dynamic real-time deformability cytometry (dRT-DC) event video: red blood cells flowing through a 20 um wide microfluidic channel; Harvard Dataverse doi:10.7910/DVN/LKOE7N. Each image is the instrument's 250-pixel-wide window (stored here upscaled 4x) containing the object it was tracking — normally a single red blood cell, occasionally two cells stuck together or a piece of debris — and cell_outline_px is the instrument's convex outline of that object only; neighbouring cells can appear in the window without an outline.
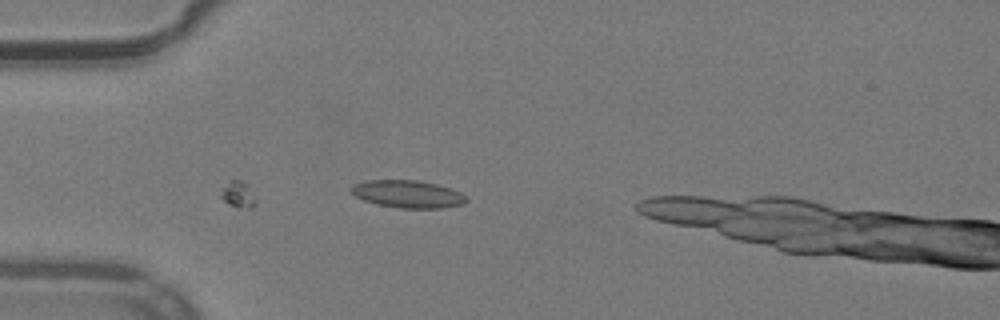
{"species": "common noctule bat (a hibernating species)", "species_latin": "Nyctalus noctula", "temperature_condition": "warm", "stored_images_in_passage": 11, "camera_frame_rate_fps": 3000, "um_per_image_px": 0.085, "animal": {"sex": "male", "body_mass_g": 19.2, "forearm_length_mm": 51.8}, "frame": {"image": 1, "passage_image": 11, "time_ms": 3.333, "image_size_px": [1000, 320], "cell_outline_px": [[468, 200], [460, 204], [440, 208], [400, 208], [376, 204], [364, 200], [356, 196], [352, 192], [352, 184], [364, 180], [420, 180], [436, 184], [460, 192]], "centroid_in_image_um": [34.61, 16.48], "position_along_channel_um": 50.4, "area_um2": 18.26}}